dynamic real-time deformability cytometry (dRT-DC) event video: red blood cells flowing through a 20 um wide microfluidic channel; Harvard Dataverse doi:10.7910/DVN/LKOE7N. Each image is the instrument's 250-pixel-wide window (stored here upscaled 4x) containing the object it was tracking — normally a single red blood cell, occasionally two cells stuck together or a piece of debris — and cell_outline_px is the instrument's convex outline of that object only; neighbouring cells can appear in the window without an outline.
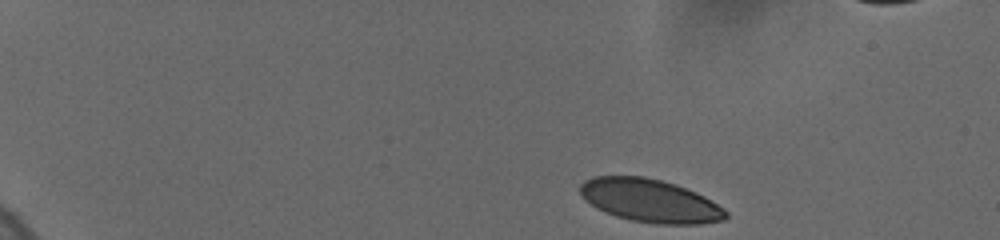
{"species": "human", "species_latin": "Homo sapiens", "temperature_condition": "cold", "stored_images_in_passage": 9, "camera_frame_rate_fps": 3000, "um_per_image_px": 0.085, "donor": {"sex": "female"}, "frame": {"image": 1, "passage_image": 1, "time_ms": 0.0, "image_size_px": [1000, 240], "cell_outline_px": [[728, 216], [724, 220], [700, 224], [656, 224], [632, 220], [616, 216], [604, 212], [596, 208], [584, 200], [580, 192], [580, 184], [584, 180], [592, 176], [644, 176], [676, 184], [696, 192], [704, 196], [724, 208], [728, 212]], "centroid_in_image_um": [55.24, 17.05], "position_along_channel_um": 29.8, "area_um2": 36.82}}
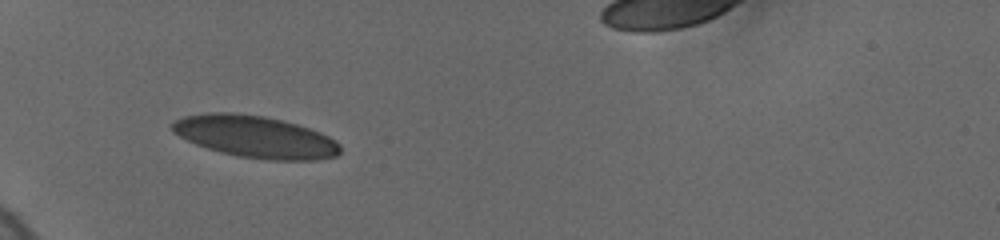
{"frame": {"image": 2, "passage_image": 7, "time_ms": 3.667, "image_size_px": [1000, 240], "cell_outline_px": [[340, 152], [336, 156], [316, 160], [268, 160], [236, 156], [220, 152], [196, 144], [172, 132], [172, 120], [184, 116], [204, 112], [232, 112], [264, 116], [284, 120], [320, 132], [336, 140], [340, 144]], "centroid_in_image_um": [21.69, 11.61], "position_along_channel_um": 63.3, "area_um2": 41.33}}
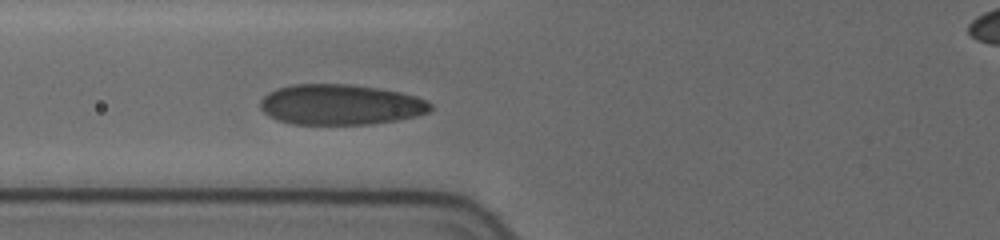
{"frame": {"image": 3, "passage_image": 9, "time_ms": 5.0, "image_size_px": [1000, 240], "cell_outline_px": [[432, 108], [428, 112], [416, 116], [396, 120], [368, 124], [292, 124], [276, 120], [268, 116], [260, 108], [260, 100], [268, 92], [276, 88], [292, 84], [348, 84], [376, 88], [400, 92], [416, 96], [428, 100], [432, 104]], "centroid_in_image_um": [28.91, 8.89], "position_along_channel_um": 96.9, "area_um2": 40.29}}